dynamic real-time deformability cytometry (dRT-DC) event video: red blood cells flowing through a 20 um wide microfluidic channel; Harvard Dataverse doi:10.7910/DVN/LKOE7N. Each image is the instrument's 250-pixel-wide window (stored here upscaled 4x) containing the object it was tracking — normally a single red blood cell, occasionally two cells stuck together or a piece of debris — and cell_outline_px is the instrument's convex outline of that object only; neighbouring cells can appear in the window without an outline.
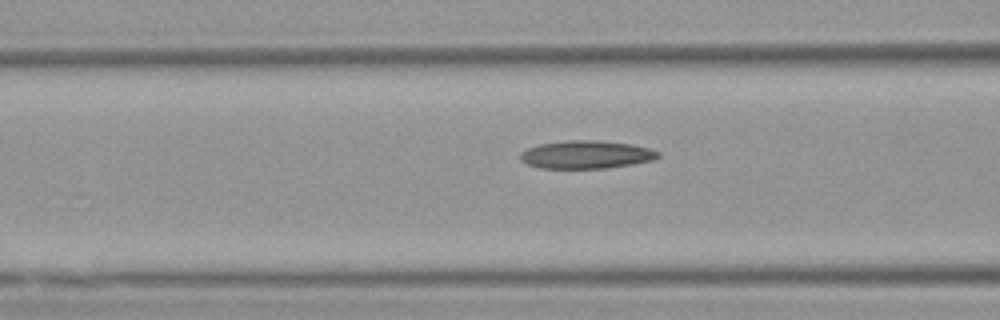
{"species": "Egyptian fruit bat (a non-hibernating species)", "species_latin": "Rousettus aegyptiacus", "temperature_condition": "warm", "stored_images_in_passage": 33, "camera_frame_rate_fps": 3000, "um_per_image_px": 0.085, "animal": {"sex": "female"}, "frame": {"image": 1, "passage_image": 13, "time_ms": 4.0, "image_size_px": [1000, 320], "cell_outline_px": [[660, 156], [656, 160], [608, 168], [540, 168], [528, 164], [520, 160], [520, 152], [528, 148], [540, 144], [568, 140], [596, 140], [632, 144], [648, 148], [660, 152]], "centroid_in_image_um": [49.85, 13.14], "position_along_channel_um": 116.7, "area_um2": 22.54}}
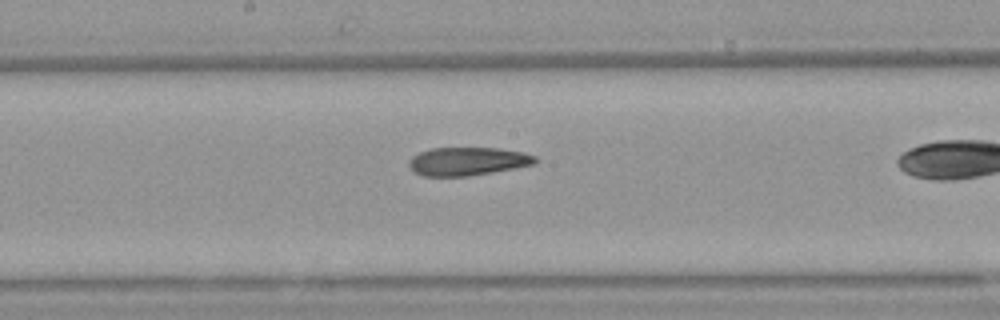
{"frame": {"image": 2, "passage_image": 20, "time_ms": 6.333, "image_size_px": [1000, 320], "cell_outline_px": [[536, 164], [516, 168], [468, 176], [424, 176], [412, 172], [408, 164], [408, 160], [412, 156], [420, 152], [432, 148], [496, 148], [524, 152], [536, 156]], "centroid_in_image_um": [39.73, 13.71], "position_along_channel_um": 208.5, "area_um2": 20.92}}
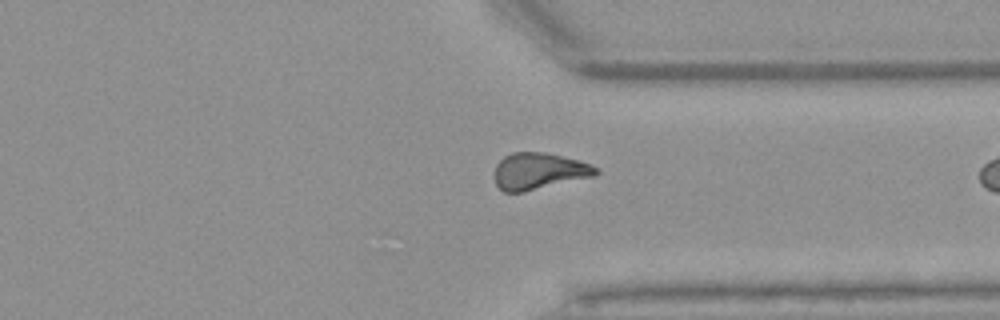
{"frame": {"image": 3, "passage_image": 32, "time_ms": 10.333, "image_size_px": [1000, 320], "cell_outline_px": [[600, 172], [596, 176], [524, 192], [504, 192], [496, 184], [496, 164], [504, 156], [512, 152], [548, 152], [576, 160], [600, 168]], "centroid_in_image_um": [45.84, 14.55], "position_along_channel_um": 365.6, "area_um2": 21.68}}